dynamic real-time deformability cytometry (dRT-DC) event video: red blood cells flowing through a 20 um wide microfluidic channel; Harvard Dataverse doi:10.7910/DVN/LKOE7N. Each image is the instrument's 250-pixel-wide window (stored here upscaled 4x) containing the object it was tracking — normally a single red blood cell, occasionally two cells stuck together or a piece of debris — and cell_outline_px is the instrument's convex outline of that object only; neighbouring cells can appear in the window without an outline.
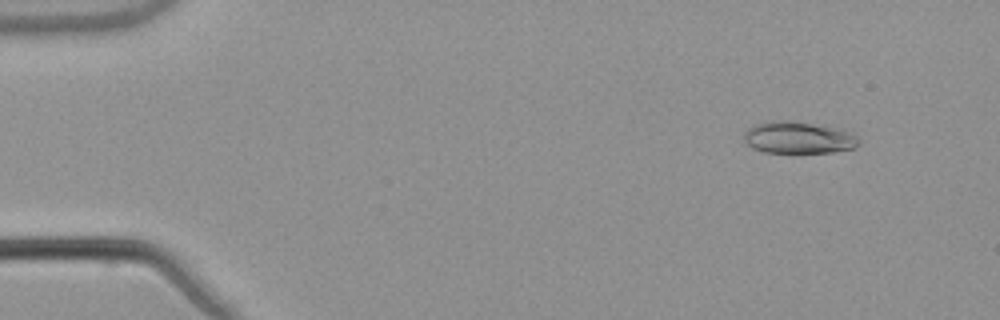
{"species": "common noctule bat (a hibernating species)", "species_latin": "Nyctalus noctula", "temperature_condition": "warm", "stored_images_in_passage": 49, "camera_frame_rate_fps": 3000, "um_per_image_px": 0.085, "animal": {"sex": "male", "body_mass_g": 21.5, "forearm_length_mm": 52.0}, "frame": {"image": 1, "passage_image": 1, "time_ms": 0.0, "image_size_px": [1000, 320], "cell_outline_px": [[860, 144], [856, 148], [832, 152], [764, 152], [752, 148], [744, 144], [744, 132], [748, 128], [756, 124], [776, 120], [788, 120], [844, 128], [852, 132], [860, 140]], "centroid_in_image_um": [67.9, 11.69], "position_along_channel_um": 17.1, "area_um2": 21.73}}
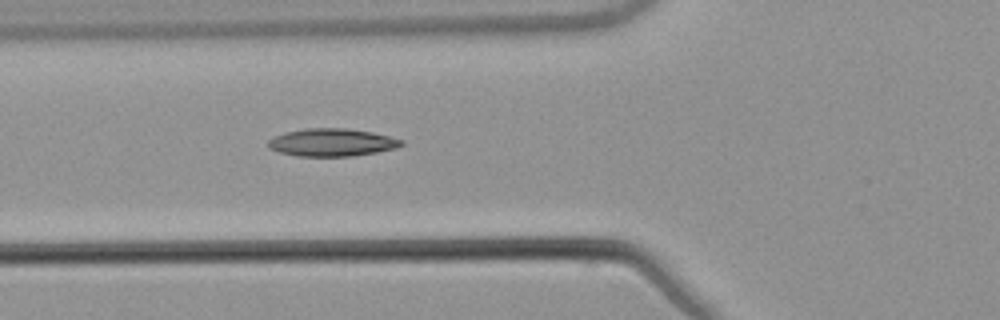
{"frame": {"image": 2, "passage_image": 16, "time_ms": 5.0, "image_size_px": [1000, 320], "cell_outline_px": [[404, 144], [396, 148], [376, 152], [352, 156], [296, 156], [280, 152], [268, 148], [268, 140], [272, 136], [284, 132], [308, 128], [348, 128], [372, 132], [404, 140]], "centroid_in_image_um": [28.19, 12.1], "position_along_channel_um": 97.6, "area_um2": 21.62}}
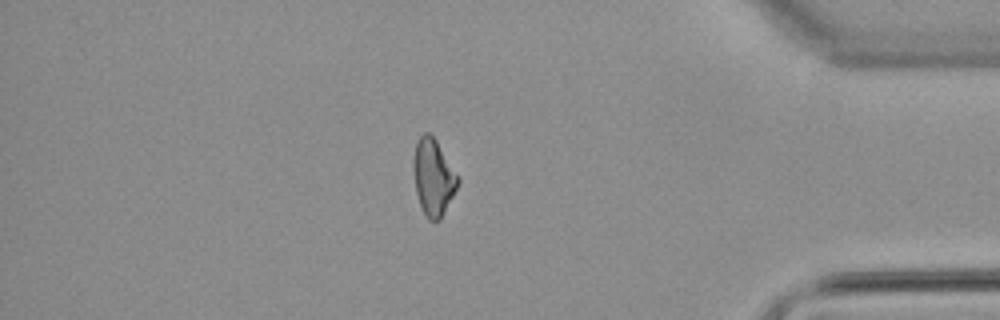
{"frame": {"image": 3, "passage_image": 42, "time_ms": 13.667, "image_size_px": [1000, 320], "cell_outline_px": [[460, 180], [440, 220], [428, 220], [420, 204], [416, 192], [412, 164], [412, 160], [416, 144], [420, 136], [424, 132], [428, 132], [436, 140], [460, 176]], "centroid_in_image_um": [36.83, 15.03], "position_along_channel_um": 398.4, "area_um2": 19.71}, "authors_computed_cell_mechanics": {"area_um2": 20.2878, "velocity_mm_per_s": 3.8461, "shape_relaxation_time_tau1_ms": 10.029, "shape_relaxation_time_tau2_ms": 4.4518, "deformation_change_tau1": 0.2165, "deformation_change_tau2": 0.1232}}